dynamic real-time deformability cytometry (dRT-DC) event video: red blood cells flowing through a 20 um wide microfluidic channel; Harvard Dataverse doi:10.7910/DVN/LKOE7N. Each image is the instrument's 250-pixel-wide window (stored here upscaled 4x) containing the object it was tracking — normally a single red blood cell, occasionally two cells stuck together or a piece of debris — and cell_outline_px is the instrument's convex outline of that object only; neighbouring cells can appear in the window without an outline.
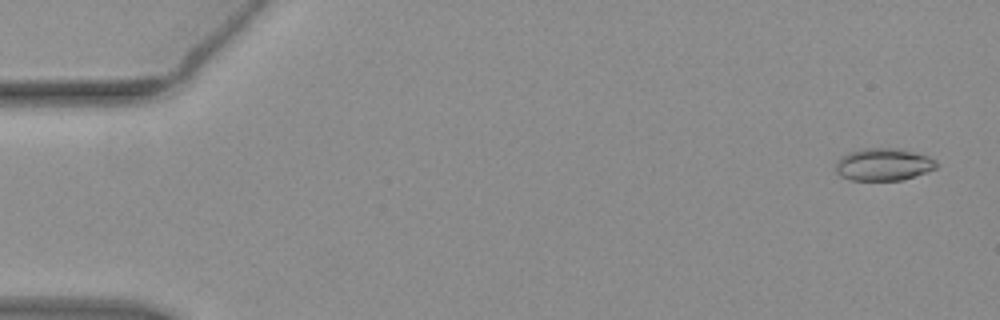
{"species": "common noctule bat (a hibernating species)", "species_latin": "Nyctalus noctula", "temperature_condition": "warm", "stored_images_in_passage": 55, "camera_frame_rate_fps": 3000, "um_per_image_px": 0.085, "animal": {"sex": "female", "body_mass_g": 19.3, "forearm_length_mm": 54.1}, "frame": {"image": 1, "passage_image": 3, "time_ms": 0.667, "image_size_px": [1000, 320], "cell_outline_px": [[936, 168], [900, 180], [852, 180], [840, 176], [836, 172], [836, 160], [848, 152], [864, 148], [896, 148], [928, 156], [936, 160]], "centroid_in_image_um": [75.04, 13.97], "position_along_channel_um": 10.0, "area_um2": 18.79}}
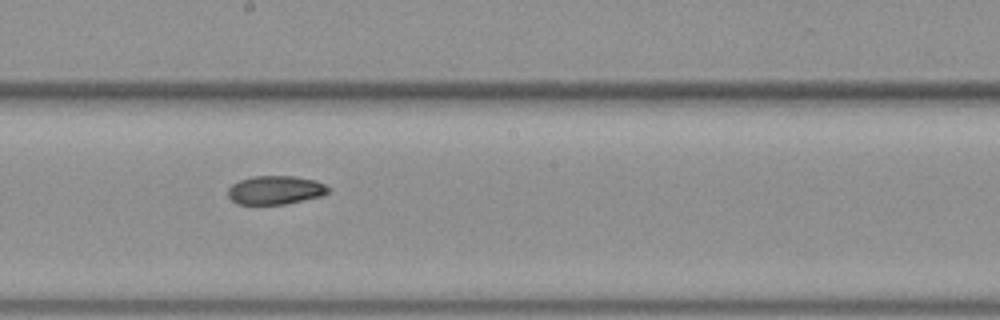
{"frame": {"image": 2, "passage_image": 31, "time_ms": 10.0, "image_size_px": [1000, 320], "cell_outline_px": [[332, 188], [328, 192], [320, 196], [284, 204], [236, 204], [228, 196], [228, 188], [232, 184], [240, 180], [252, 176], [292, 176], [316, 180]], "centroid_in_image_um": [23.4, 16.15], "position_along_channel_um": 224.8, "area_um2": 16.7}}
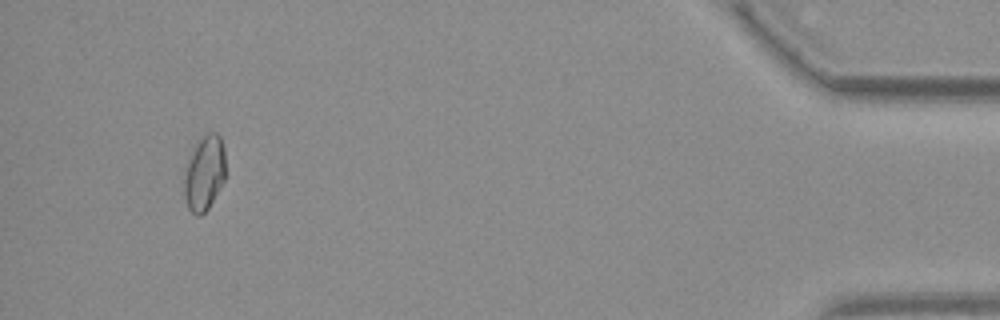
{"frame": {"image": 3, "passage_image": 52, "time_ms": 17.0, "image_size_px": [1000, 320], "cell_outline_px": [[224, 180], [208, 208], [200, 216], [196, 216], [188, 208], [184, 196], [184, 172], [192, 148], [208, 132], [216, 132], [220, 136], [224, 148]], "centroid_in_image_um": [17.35, 14.71], "position_along_channel_um": 417.8, "area_um2": 17.98}, "authors_computed_cell_mechanics": {"area_um2": 17.629, "velocity_mm_per_s": 3.8244, "shape_relaxation_time_tau1_ms": null, "shape_relaxation_time_tau2_ms": 3.1045, "deformation_change_tau1": null, "deformation_change_tau2": 0.0679}}